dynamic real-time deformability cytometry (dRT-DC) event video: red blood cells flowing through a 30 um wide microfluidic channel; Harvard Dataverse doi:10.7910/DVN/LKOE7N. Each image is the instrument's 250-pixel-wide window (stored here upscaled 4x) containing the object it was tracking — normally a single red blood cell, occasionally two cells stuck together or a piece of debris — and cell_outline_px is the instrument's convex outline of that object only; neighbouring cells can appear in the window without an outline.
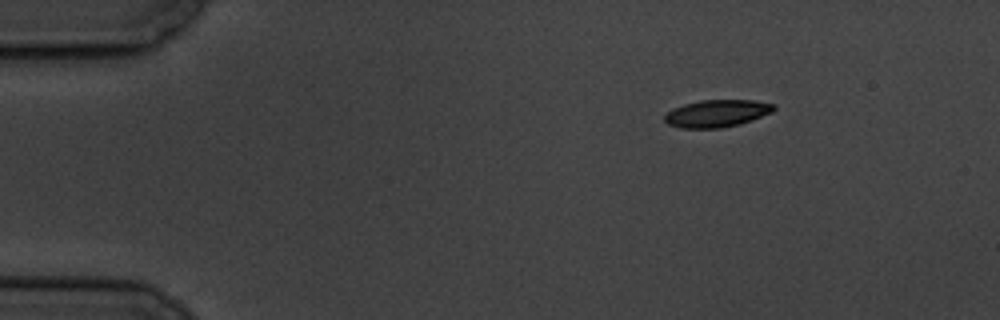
{"species": "common noctule bat (a hibernating species)", "species_latin": "Nyctalus noctula", "temperature_condition": "cold", "stored_images_in_passage": 4, "camera_frame_rate_fps": 3000, "um_per_image_px": 0.085, "animal": {"sex": "male", "body_mass_g": 19.5, "forearm_length_mm": 54.6}, "frame": {"image": 1, "passage_image": 1, "time_ms": 0.0, "image_size_px": [1000, 320], "cell_outline_px": [[776, 108], [772, 112], [752, 120], [740, 124], [720, 128], [680, 128], [668, 124], [664, 120], [664, 116], [672, 108], [684, 104], [700, 100], [756, 100], [776, 104]], "centroid_in_image_um": [60.95, 9.63], "position_along_channel_um": 24.0, "area_um2": 17.51}}
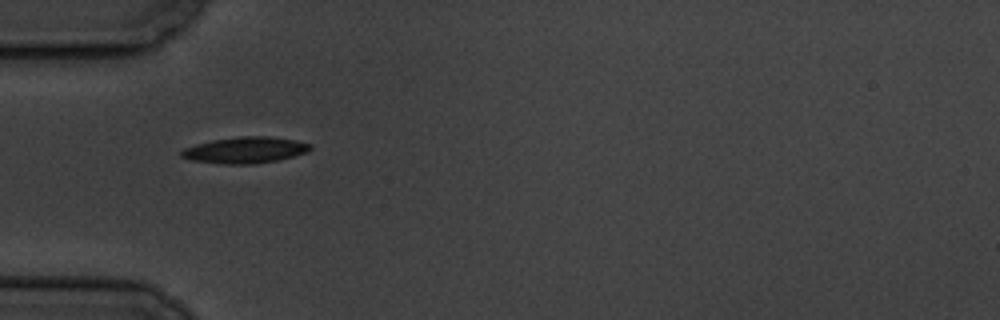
{"frame": {"image": 2, "passage_image": 3, "time_ms": 3.333, "image_size_px": [1000, 320], "cell_outline_px": [[312, 148], [308, 152], [276, 160], [252, 164], [220, 164], [192, 160], [180, 156], [180, 152], [184, 148], [196, 144], [212, 140], [240, 136], [268, 136], [292, 140], [312, 144]], "centroid_in_image_um": [20.81, 12.76], "position_along_channel_um": 64.2, "area_um2": 19.59}}
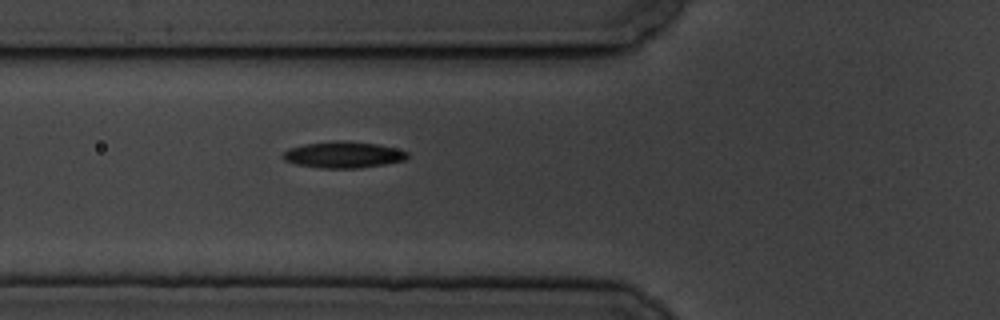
{"frame": {"image": 3, "passage_image": 4, "time_ms": 4.333, "image_size_px": [1000, 320], "cell_outline_px": [[408, 156], [404, 160], [384, 164], [360, 168], [320, 168], [296, 164], [284, 160], [280, 156], [288, 148], [304, 144], [336, 140], [344, 140], [376, 144], [408, 152]], "centroid_in_image_um": [29.12, 13.15], "position_along_channel_um": 96.7, "area_um2": 19.07}}